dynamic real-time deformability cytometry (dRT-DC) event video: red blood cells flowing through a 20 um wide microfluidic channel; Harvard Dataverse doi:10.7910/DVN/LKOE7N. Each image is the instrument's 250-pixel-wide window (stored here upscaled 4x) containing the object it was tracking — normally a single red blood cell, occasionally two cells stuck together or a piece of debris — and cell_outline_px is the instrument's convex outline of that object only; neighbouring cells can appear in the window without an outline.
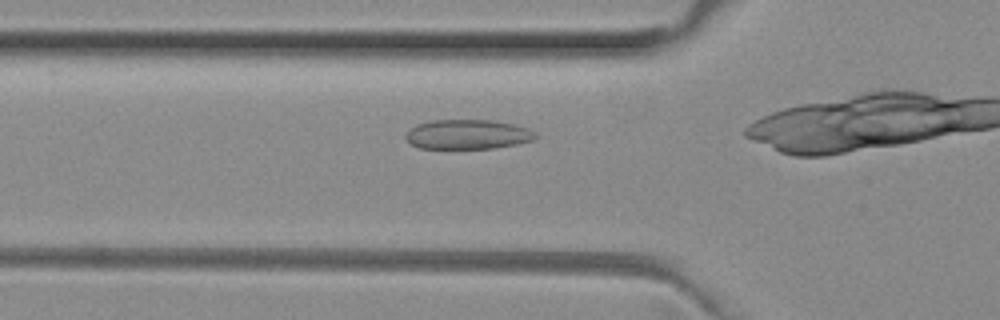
{"species": "common noctule bat (a hibernating species)", "species_latin": "Nyctalus noctula", "temperature_condition": "room temperature", "stored_images_in_passage": 7, "camera_frame_rate_fps": 3000, "um_per_image_px": 0.085, "animal": {"sex": "female", "body_mass_g": 29.2, "forearm_length_mm": 56.3}, "frame": {"image": 1, "passage_image": 2, "time_ms": 0.333, "image_size_px": [1000, 320], "cell_outline_px": [[536, 136], [532, 140], [516, 144], [492, 148], [420, 148], [412, 144], [404, 136], [408, 128], [416, 124], [432, 120], [492, 120], [516, 124], [528, 128], [536, 132]], "centroid_in_image_um": [39.73, 11.41], "position_along_channel_um": 86.1, "area_um2": 22.43}}
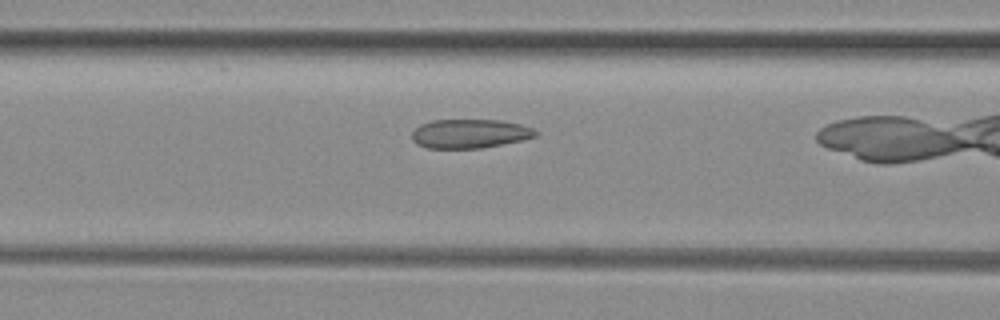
{"frame": {"image": 2, "passage_image": 5, "time_ms": 1.333, "image_size_px": [1000, 320], "cell_outline_px": [[540, 132], [536, 136], [524, 140], [480, 148], [424, 148], [416, 144], [412, 140], [412, 132], [420, 124], [432, 120], [500, 120], [520, 124], [532, 128]], "centroid_in_image_um": [39.93, 11.36], "position_along_channel_um": 126.7, "area_um2": 21.04}}